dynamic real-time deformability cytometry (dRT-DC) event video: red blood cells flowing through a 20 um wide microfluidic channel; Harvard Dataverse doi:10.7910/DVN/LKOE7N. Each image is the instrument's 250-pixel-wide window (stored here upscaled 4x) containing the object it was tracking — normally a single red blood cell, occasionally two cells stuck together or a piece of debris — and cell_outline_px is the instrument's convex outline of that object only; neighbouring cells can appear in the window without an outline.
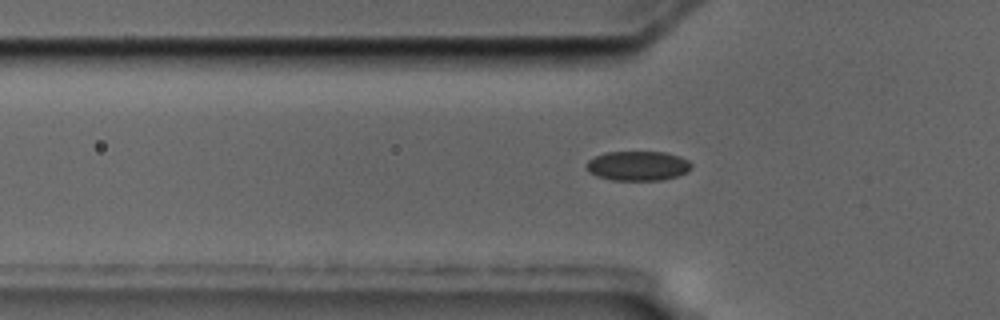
{"species": "common noctule bat (a hibernating species)", "species_latin": "Nyctalus noctula", "temperature_condition": "cold", "stored_images_in_passage": 42, "camera_frame_rate_fps": 3000, "um_per_image_px": 0.085, "animal": {"sex": "male", "body_mass_g": 17.5, "forearm_length_mm": 52.3}, "frame": {"image": 1, "passage_image": 7, "time_ms": 2.0, "image_size_px": [1000, 320], "cell_outline_px": [[692, 168], [688, 172], [676, 176], [660, 180], [612, 180], [596, 176], [588, 172], [588, 160], [604, 152], [664, 152], [680, 156], [688, 160], [692, 164]], "centroid_in_image_um": [54.24, 14.09], "position_along_channel_um": 71.6, "area_um2": 18.09}}
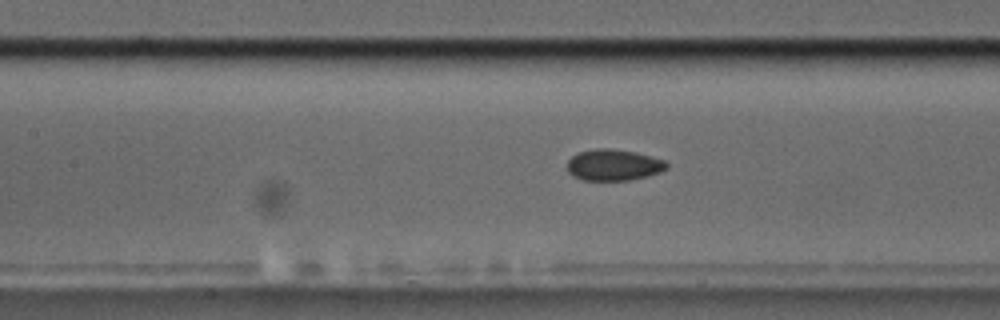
{"frame": {"image": 2, "passage_image": 14, "time_ms": 4.333, "image_size_px": [1000, 320], "cell_outline_px": [[668, 168], [660, 172], [648, 176], [628, 180], [584, 180], [572, 176], [568, 172], [568, 160], [576, 152], [596, 148], [608, 148], [636, 152], [664, 160], [668, 164]], "centroid_in_image_um": [52.14, 14.01], "position_along_channel_um": 155.3, "area_um2": 18.21}}
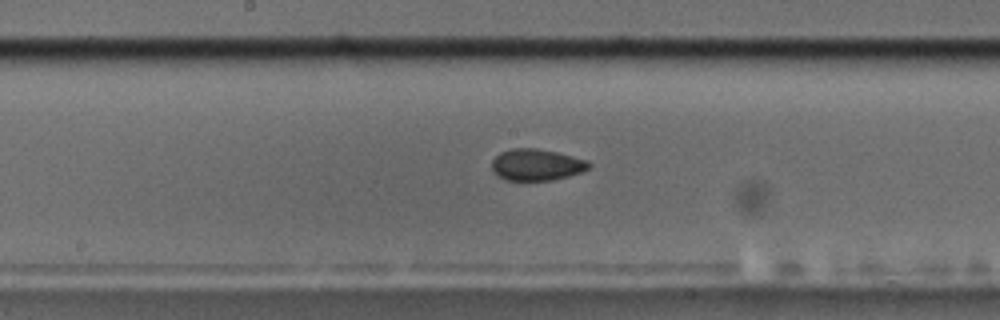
{"frame": {"image": 3, "passage_image": 18, "time_ms": 5.667, "image_size_px": [1000, 320], "cell_outline_px": [[592, 164], [588, 168], [580, 172], [568, 176], [552, 180], [504, 180], [496, 176], [492, 172], [492, 160], [500, 152], [512, 148], [536, 148], [556, 152], [588, 160]], "centroid_in_image_um": [45.57, 14.0], "position_along_channel_um": 202.6, "area_um2": 17.92}}